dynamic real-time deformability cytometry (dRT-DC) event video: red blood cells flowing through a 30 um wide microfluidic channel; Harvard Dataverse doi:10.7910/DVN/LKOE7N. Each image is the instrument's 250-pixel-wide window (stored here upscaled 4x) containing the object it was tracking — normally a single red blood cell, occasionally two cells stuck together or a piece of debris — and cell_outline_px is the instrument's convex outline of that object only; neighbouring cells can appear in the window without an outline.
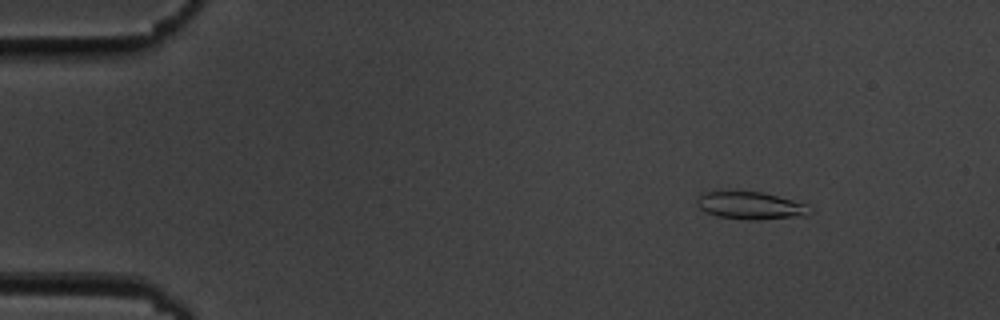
{"species": "common noctule bat (a hibernating species)", "species_latin": "Nyctalus noctula", "temperature_condition": "cold", "stored_images_in_passage": 54, "camera_frame_rate_fps": 3000, "um_per_image_px": 0.085, "animal": {"sex": "male", "body_mass_g": 19.5, "forearm_length_mm": 54.6}, "frame": {"image": 1, "passage_image": 7, "time_ms": 2.0, "image_size_px": [1000, 320], "cell_outline_px": [[812, 212], [808, 216], [760, 220], [744, 220], [716, 216], [700, 208], [696, 204], [696, 200], [700, 192], [760, 192], [808, 204]], "centroid_in_image_um": [63.83, 17.5], "position_along_channel_um": 21.2, "area_um2": 18.21}}
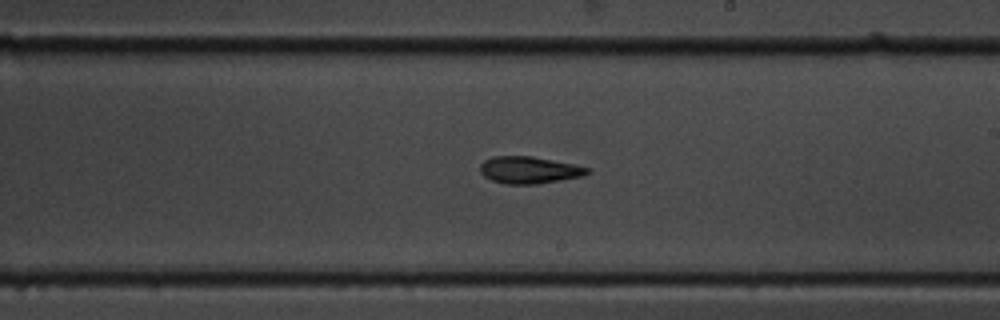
{"frame": {"image": 2, "passage_image": 32, "time_ms": 10.333, "image_size_px": [1000, 320], "cell_outline_px": [[592, 172], [584, 176], [536, 184], [504, 184], [492, 180], [484, 176], [480, 172], [480, 164], [484, 160], [492, 156], [532, 156], [572, 164], [588, 168]], "centroid_in_image_um": [44.96, 14.45], "position_along_channel_um": 244.0, "area_um2": 16.88}}
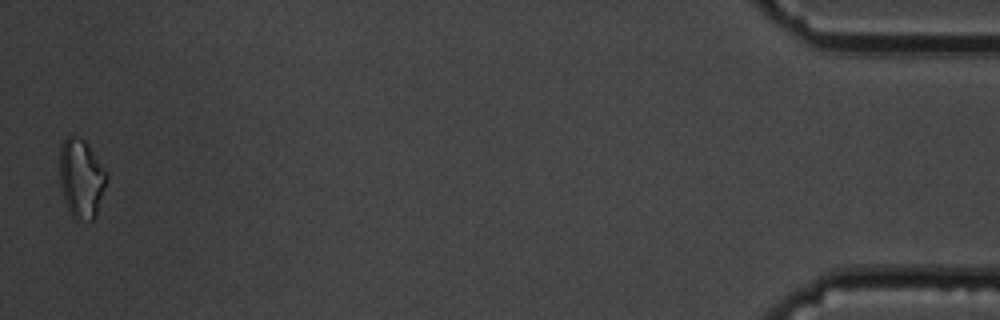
{"frame": {"image": 3, "passage_image": 54, "time_ms": 17.667, "image_size_px": [1000, 320], "cell_outline_px": [[108, 180], [96, 216], [92, 220], [76, 220], [68, 212], [60, 188], [60, 144], [72, 132], [80, 136], [88, 144], [108, 172]], "centroid_in_image_um": [6.91, 15.14], "position_along_channel_um": 428.3, "area_um2": 22.31}, "authors_computed_cell_mechanics": {"area_um2": 17.2822, "velocity_mm_per_s": 3.7004, "shape_relaxation_time_tau1_ms": 5.574, "shape_relaxation_time_tau2_ms": 8.0102, "deformation_change_tau1": 0.1468, "deformation_change_tau2": 0.1614}}